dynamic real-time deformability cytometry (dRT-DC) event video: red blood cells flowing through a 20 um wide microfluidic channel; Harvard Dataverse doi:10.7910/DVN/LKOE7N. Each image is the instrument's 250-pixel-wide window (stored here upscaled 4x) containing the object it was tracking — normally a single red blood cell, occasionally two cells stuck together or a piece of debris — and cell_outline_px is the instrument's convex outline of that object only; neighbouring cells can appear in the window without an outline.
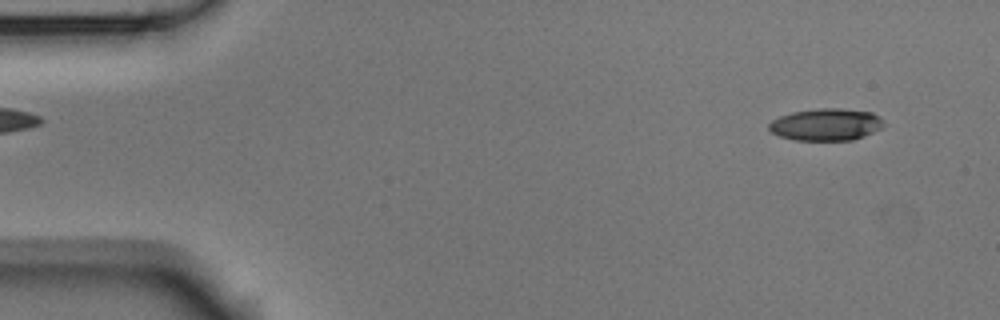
{"species": "Egyptian fruit bat (a non-hibernating species)", "species_latin": "Rousettus aegyptiacus", "temperature_condition": "room temperature", "stored_images_in_passage": 5, "camera_frame_rate_fps": 3000, "um_per_image_px": 0.085, "animal": {"sex": "male"}, "frame": {"image": 1, "passage_image": 1, "time_ms": 0.0, "image_size_px": [1000, 320], "cell_outline_px": [[884, 124], [880, 128], [864, 136], [852, 140], [792, 140], [780, 136], [772, 132], [768, 128], [768, 124], [772, 120], [780, 116], [792, 112], [820, 108], [840, 108], [872, 112], [880, 116]], "centroid_in_image_um": [70.2, 10.58], "position_along_channel_um": 14.8, "area_um2": 21.44}}
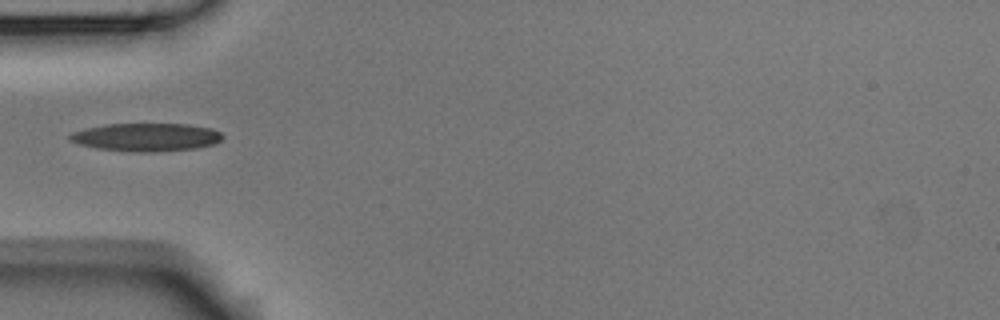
{"frame": {"image": 2, "passage_image": 4, "time_ms": 1.0, "image_size_px": [1000, 320], "cell_outline_px": [[224, 136], [220, 140], [212, 144], [196, 148], [152, 152], [136, 152], [96, 148], [80, 144], [68, 140], [68, 136], [72, 132], [84, 128], [104, 124], [188, 124], [212, 128], [220, 132]], "centroid_in_image_um": [12.4, 11.65], "position_along_channel_um": 72.6, "area_um2": 25.03}}
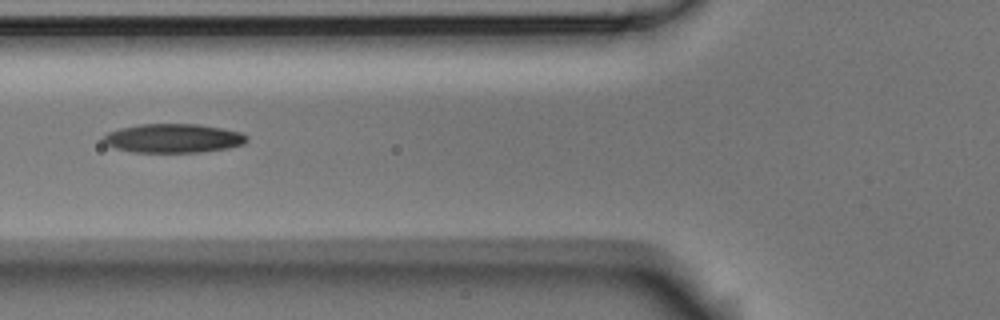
{"frame": {"image": 3, "passage_image": 5, "time_ms": 1.333, "image_size_px": [1000, 320], "cell_outline_px": [[248, 140], [244, 144], [228, 148], [200, 152], [132, 152], [116, 148], [104, 144], [100, 140], [100, 136], [108, 132], [120, 128], [140, 124], [200, 124], [224, 128], [240, 132], [248, 136]], "centroid_in_image_um": [14.7, 11.75], "position_along_channel_um": 111.1, "area_um2": 24.51}}